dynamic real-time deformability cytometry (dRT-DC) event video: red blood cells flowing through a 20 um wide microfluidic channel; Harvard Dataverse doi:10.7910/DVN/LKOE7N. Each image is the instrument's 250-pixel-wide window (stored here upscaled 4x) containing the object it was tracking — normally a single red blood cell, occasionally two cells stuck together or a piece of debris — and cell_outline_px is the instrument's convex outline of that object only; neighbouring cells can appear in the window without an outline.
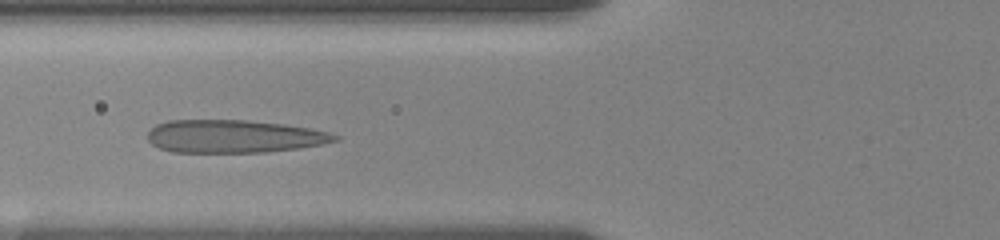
{"species": "human", "species_latin": "Homo sapiens", "temperature_condition": "room temperature", "stored_images_in_passage": 33, "camera_frame_rate_fps": 3000, "um_per_image_px": 0.085, "donor": {"sex": "female"}, "frame": {"image": 1, "passage_image": 12, "time_ms": 5.333, "image_size_px": [1000, 240], "cell_outline_px": [[340, 140], [320, 144], [296, 148], [264, 152], [172, 152], [160, 148], [152, 144], [148, 140], [148, 132], [156, 124], [168, 120], [248, 120], [284, 124], [308, 128], [328, 132], [340, 136]], "centroid_in_image_um": [19.86, 11.58], "position_along_channel_um": 105.9, "area_um2": 35.78}}
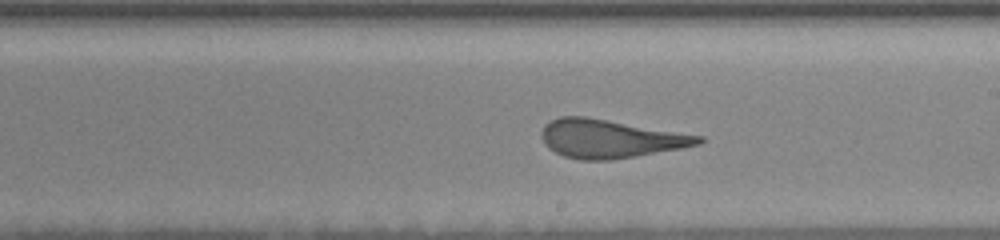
{"frame": {"image": 2, "passage_image": 20, "time_ms": 9.0, "image_size_px": [1000, 240], "cell_outline_px": [[704, 140], [700, 144], [684, 148], [636, 156], [608, 160], [580, 160], [564, 156], [548, 148], [544, 144], [540, 136], [540, 132], [544, 124], [560, 116], [584, 116], [704, 136]], "centroid_in_image_um": [51.84, 11.79], "position_along_channel_um": 237.2, "area_um2": 35.2}}
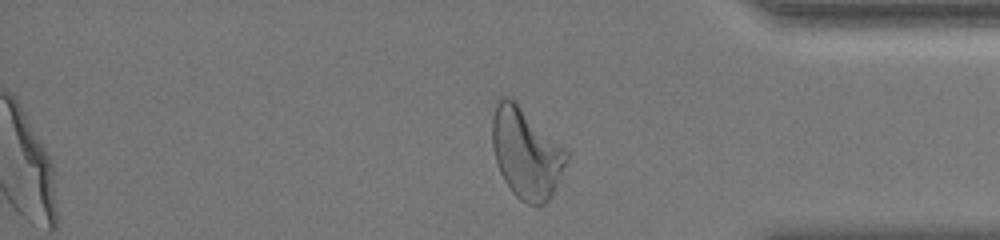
{"frame": {"image": 3, "passage_image": 30, "time_ms": 13.667, "image_size_px": [1000, 240], "cell_outline_px": [[568, 160], [552, 196], [544, 204], [528, 204], [520, 200], [512, 192], [504, 180], [500, 172], [492, 148], [492, 120], [496, 104], [500, 96], [508, 96], [516, 100], [568, 152]], "centroid_in_image_um": [44.71, 13.0], "position_along_channel_um": 390.5, "area_um2": 39.13}, "authors_computed_cell_mechanics": {"area_um2": 36.8764, "velocity_mm_per_s": 3.5762, "shape_relaxation_time_tau1_ms": 7.6973, "shape_relaxation_time_tau2_ms": 1.0744, "deformation_change_tau1": 0.2433, "deformation_change_tau2": 0.1028}}